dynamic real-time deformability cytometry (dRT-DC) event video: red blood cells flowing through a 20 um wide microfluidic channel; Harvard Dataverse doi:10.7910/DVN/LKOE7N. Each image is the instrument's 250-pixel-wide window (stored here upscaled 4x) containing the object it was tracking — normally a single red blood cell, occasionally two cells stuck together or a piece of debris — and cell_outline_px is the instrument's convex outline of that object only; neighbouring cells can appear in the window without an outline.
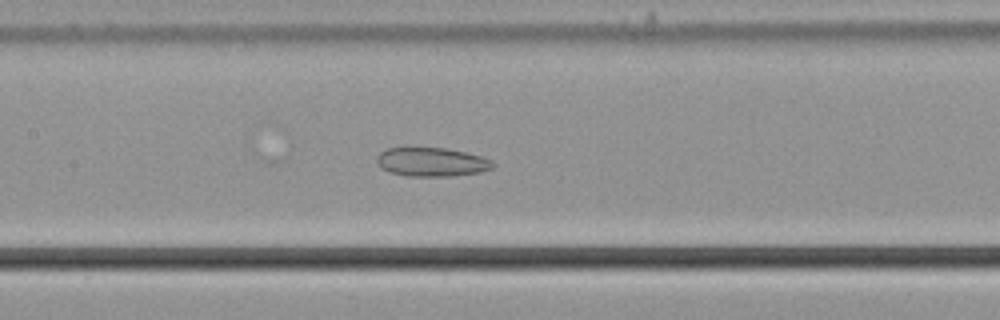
{"species": "common noctule bat (a hibernating species)", "species_latin": "Nyctalus noctula", "temperature_condition": "cold", "stored_images_in_passage": 51, "camera_frame_rate_fps": 3000, "um_per_image_px": 0.085, "animal": {"sex": "male", "body_mass_g": 21.5, "forearm_length_mm": 52.0}, "frame": {"image": 1, "passage_image": 22, "time_ms": 7.0, "image_size_px": [1000, 320], "cell_outline_px": [[496, 164], [492, 168], [480, 172], [452, 176], [408, 176], [388, 172], [380, 168], [376, 160], [376, 156], [380, 152], [388, 148], [448, 148], [484, 156], [492, 160]], "centroid_in_image_um": [36.71, 13.77], "position_along_channel_um": 170.7, "area_um2": 19.77}}
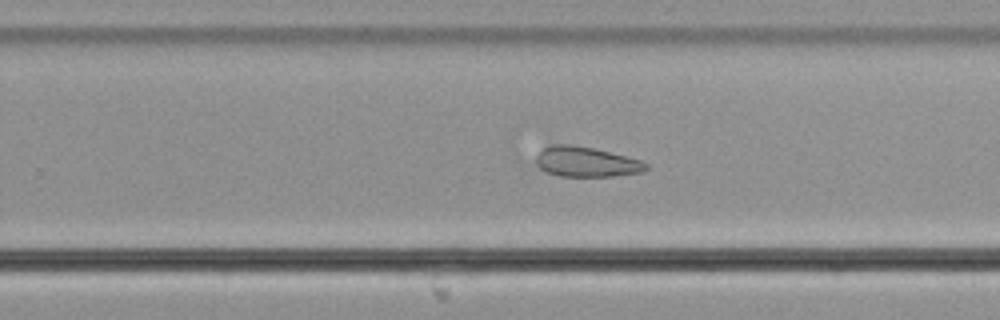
{"frame": {"image": 2, "passage_image": 31, "time_ms": 10.0, "image_size_px": [1000, 320], "cell_outline_px": [[648, 168], [640, 172], [612, 176], [560, 176], [548, 172], [540, 168], [528, 160], [548, 144], [572, 144], [592, 148], [640, 160], [648, 164]], "centroid_in_image_um": [49.68, 13.74], "position_along_channel_um": 280.1, "area_um2": 19.48}}
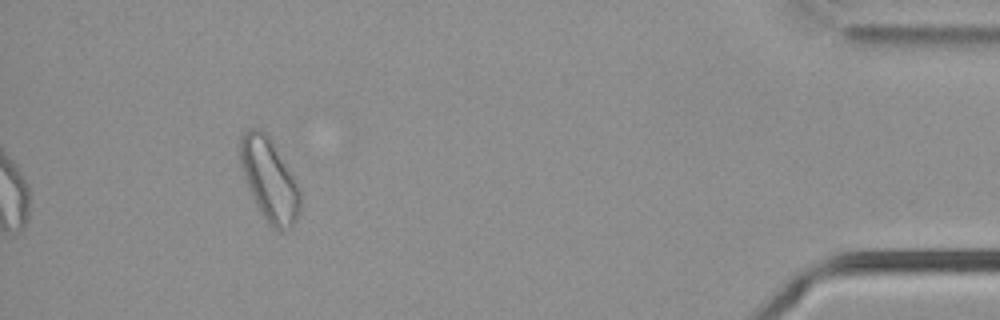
{"frame": {"image": 3, "passage_image": 47, "time_ms": 15.333, "image_size_px": [1000, 320], "cell_outline_px": [[300, 212], [292, 224], [288, 228], [280, 232], [276, 232], [268, 224], [260, 212], [252, 196], [240, 164], [240, 132], [248, 128], [260, 128], [272, 140], [296, 180], [300, 188]], "centroid_in_image_um": [22.89, 15.26], "position_along_channel_um": 412.3, "area_um2": 29.02}}